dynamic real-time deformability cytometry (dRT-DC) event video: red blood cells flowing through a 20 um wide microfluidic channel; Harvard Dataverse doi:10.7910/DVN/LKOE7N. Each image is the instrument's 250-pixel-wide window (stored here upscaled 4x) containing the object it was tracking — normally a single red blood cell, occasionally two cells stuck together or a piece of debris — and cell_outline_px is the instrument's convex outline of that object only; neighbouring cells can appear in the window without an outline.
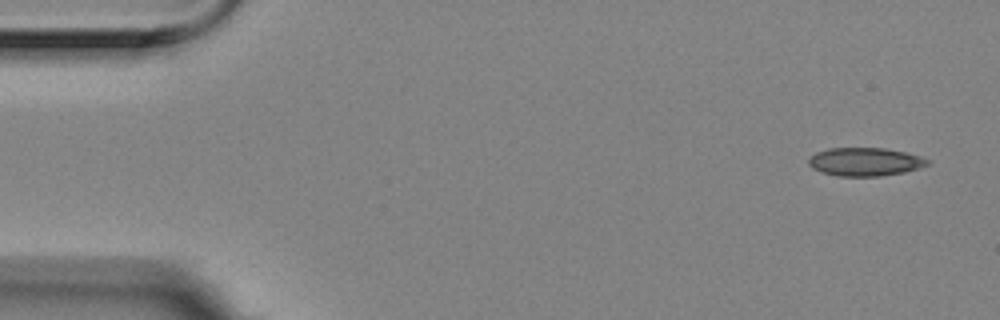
{"species": "Egyptian fruit bat (a non-hibernating species)", "species_latin": "Rousettus aegyptiacus", "temperature_condition": "room temperature", "stored_images_in_passage": 5, "camera_frame_rate_fps": 3000, "um_per_image_px": 0.085, "animal": {"sex": "female"}, "frame": {"image": 1, "passage_image": 1, "time_ms": 0.0, "image_size_px": [1000, 320], "cell_outline_px": [[928, 164], [904, 172], [880, 176], [840, 176], [824, 172], [812, 168], [808, 164], [808, 160], [816, 152], [828, 148], [884, 148], [908, 152], [920, 156], [928, 160]], "centroid_in_image_um": [73.52, 13.74], "position_along_channel_um": 11.5, "area_um2": 19.42}}
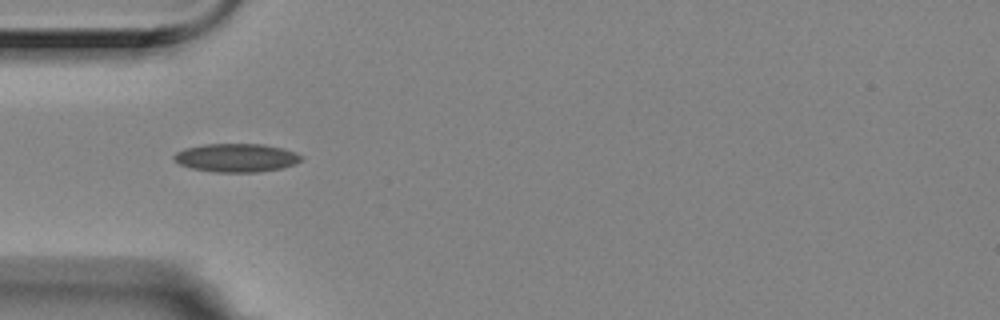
{"frame": {"image": 2, "passage_image": 5, "time_ms": 1.333, "image_size_px": [1000, 320], "cell_outline_px": [[304, 160], [296, 164], [284, 168], [256, 172], [212, 172], [192, 168], [180, 164], [172, 160], [172, 156], [176, 152], [184, 148], [204, 144], [260, 144], [284, 148], [296, 152], [304, 156]], "centroid_in_image_um": [20.12, 13.41], "position_along_channel_um": 64.9, "area_um2": 21.44}}